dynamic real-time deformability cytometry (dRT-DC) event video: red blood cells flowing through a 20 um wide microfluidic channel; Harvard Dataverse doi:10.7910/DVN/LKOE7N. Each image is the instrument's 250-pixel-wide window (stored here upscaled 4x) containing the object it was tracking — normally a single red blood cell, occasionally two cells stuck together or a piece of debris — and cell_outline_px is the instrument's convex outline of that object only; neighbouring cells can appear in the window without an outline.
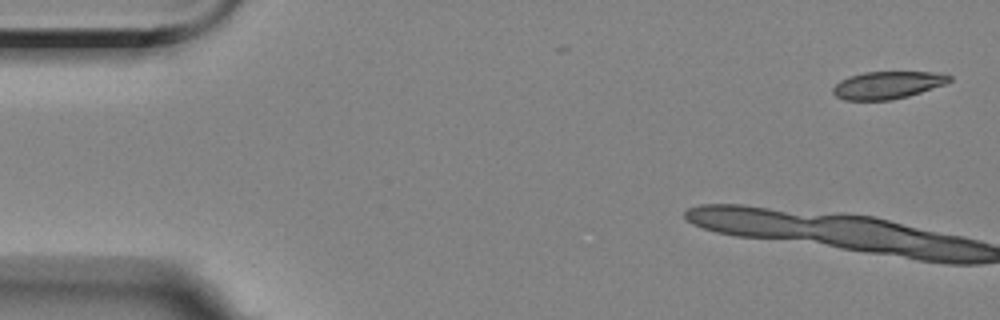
{"species": "Egyptian fruit bat (a non-hibernating species)", "species_latin": "Rousettus aegyptiacus", "temperature_condition": "room temperature", "stored_images_in_passage": 4, "camera_frame_rate_fps": 3000, "um_per_image_px": 0.085, "animal": {"sex": "female"}, "frame": {"image": 1, "passage_image": 1, "time_ms": 0.0, "image_size_px": [1000, 320], "cell_outline_px": [[952, 80], [944, 84], [908, 96], [892, 100], [844, 100], [836, 96], [832, 92], [832, 88], [840, 80], [848, 76], [864, 72], [940, 72], [952, 76]], "centroid_in_image_um": [75.42, 7.22], "position_along_channel_um": 9.6, "area_um2": 18.67}}